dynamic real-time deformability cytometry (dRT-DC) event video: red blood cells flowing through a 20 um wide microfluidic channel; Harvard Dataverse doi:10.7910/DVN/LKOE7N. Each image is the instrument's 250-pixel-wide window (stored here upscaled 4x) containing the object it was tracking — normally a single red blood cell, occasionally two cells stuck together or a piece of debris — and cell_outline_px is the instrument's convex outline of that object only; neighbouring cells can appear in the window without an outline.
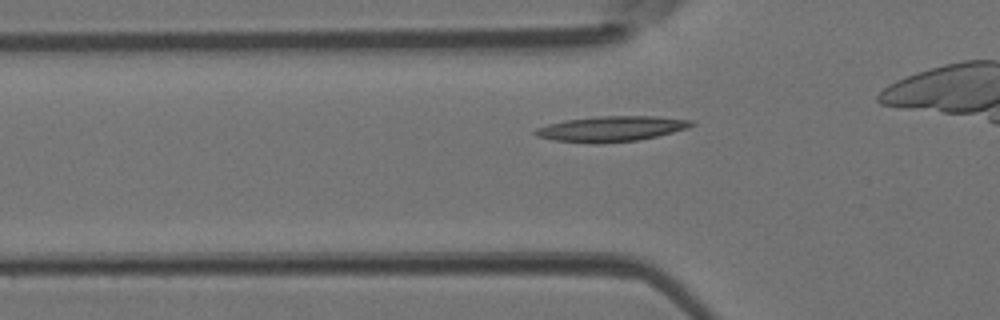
{"species": "Egyptian fruit bat (a non-hibernating species)", "species_latin": "Rousettus aegyptiacus", "temperature_condition": "room temperature", "stored_images_in_passage": 27, "camera_frame_rate_fps": 3000, "um_per_image_px": 0.085, "animal": {"sex": "female"}, "frame": {"image": 1, "passage_image": 5, "time_ms": 1.333, "image_size_px": [1000, 320], "cell_outline_px": [[696, 124], [688, 128], [656, 136], [636, 140], [596, 144], [592, 144], [556, 140], [536, 136], [532, 132], [536, 128], [548, 124], [564, 120], [596, 116], [656, 116], [692, 120]], "centroid_in_image_um": [51.94, 10.94], "position_along_channel_um": 73.9, "area_um2": 23.12}}
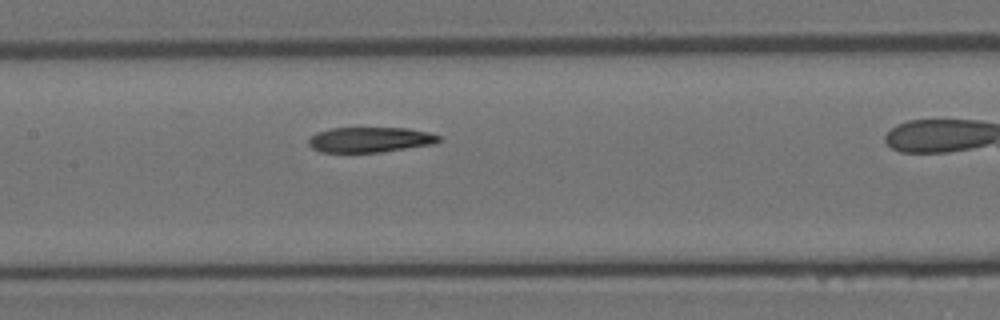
{"frame": {"image": 2, "passage_image": 12, "time_ms": 3.667, "image_size_px": [1000, 320], "cell_outline_px": [[444, 140], [432, 144], [380, 152], [320, 152], [312, 148], [308, 144], [308, 140], [316, 132], [332, 128], [408, 128], [428, 132], [440, 136]], "centroid_in_image_um": [31.45, 11.87], "position_along_channel_um": 175.9, "area_um2": 19.13}}
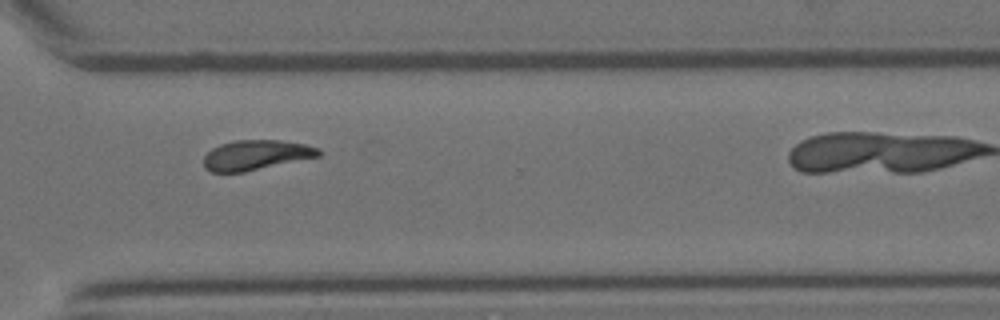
{"frame": {"image": 3, "passage_image": 24, "time_ms": 7.667, "image_size_px": [1000, 320], "cell_outline_px": [[324, 152], [320, 156], [244, 172], [208, 172], [204, 168], [204, 156], [212, 148], [220, 144], [236, 140], [280, 140], [304, 144], [320, 148]], "centroid_in_image_um": [21.77, 13.18], "position_along_channel_um": 348.8, "area_um2": 20.17}}